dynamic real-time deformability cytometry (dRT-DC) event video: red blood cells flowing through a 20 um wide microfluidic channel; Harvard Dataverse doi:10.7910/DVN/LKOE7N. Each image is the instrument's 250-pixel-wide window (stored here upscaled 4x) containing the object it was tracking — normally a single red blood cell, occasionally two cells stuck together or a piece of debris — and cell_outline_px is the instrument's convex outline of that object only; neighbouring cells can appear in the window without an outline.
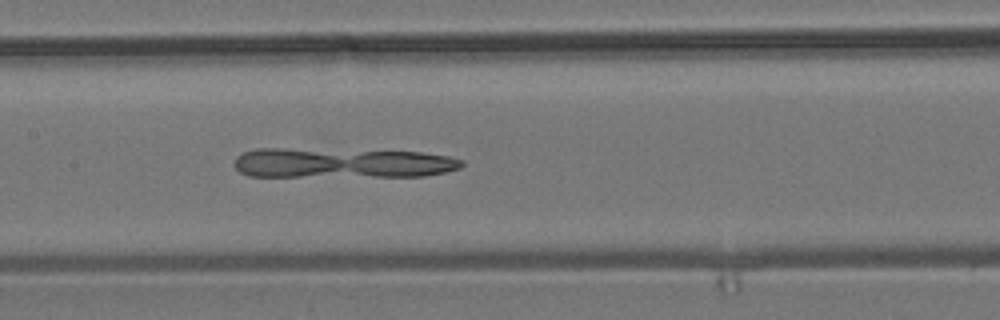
{"species": "common noctule bat (a hibernating species)", "species_latin": "Nyctalus noctula", "temperature_condition": "room temperature", "stored_images_in_passage": 52, "camera_frame_rate_fps": 3000, "um_per_image_px": 0.085, "animal": {"sex": "male", "body_mass_g": 19.2, "forearm_length_mm": 51.8}, "frame": {"image": 1, "passage_image": 25, "time_ms": 8.0, "image_size_px": [1000, 320], "cell_outline_px": [[464, 164], [460, 168], [444, 172], [424, 176], [248, 176], [240, 172], [232, 164], [236, 156], [244, 152], [256, 148], [284, 148], [420, 152], [448, 156], [464, 160]], "centroid_in_image_um": [29.03, 13.85], "position_along_channel_um": 178.4, "area_um2": 39.88}}